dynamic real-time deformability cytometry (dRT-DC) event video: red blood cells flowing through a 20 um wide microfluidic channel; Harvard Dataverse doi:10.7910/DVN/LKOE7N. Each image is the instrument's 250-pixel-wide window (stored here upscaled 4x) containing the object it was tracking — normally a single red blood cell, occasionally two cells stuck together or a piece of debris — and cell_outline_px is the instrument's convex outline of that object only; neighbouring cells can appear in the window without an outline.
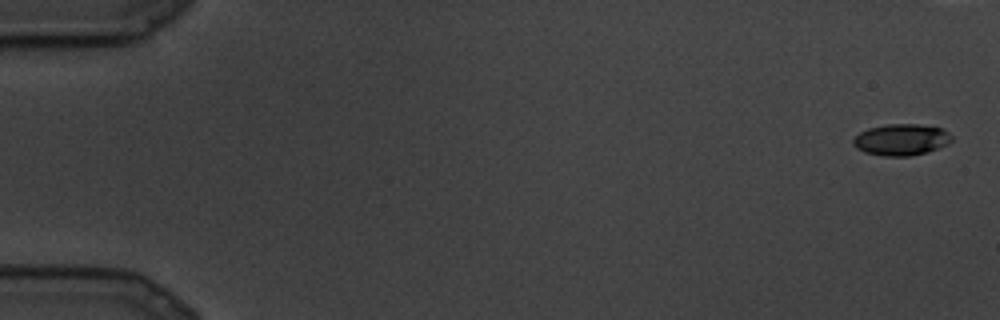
{"species": "common noctule bat (a hibernating species)", "species_latin": "Nyctalus noctula", "temperature_condition": "cold", "stored_images_in_passage": 14, "camera_frame_rate_fps": 3000, "um_per_image_px": 0.085, "animal": {"sex": "male", "body_mass_g": 19.5, "forearm_length_mm": 54.6}, "frame": {"image": 1, "passage_image": 1, "time_ms": 0.0, "image_size_px": [1000, 320], "cell_outline_px": [[952, 140], [948, 144], [928, 152], [908, 156], [884, 156], [864, 152], [856, 148], [852, 144], [852, 140], [860, 132], [868, 128], [888, 124], [920, 124], [940, 128], [948, 132], [952, 136]], "centroid_in_image_um": [76.6, 11.87], "position_along_channel_um": 8.4, "area_um2": 18.09}}